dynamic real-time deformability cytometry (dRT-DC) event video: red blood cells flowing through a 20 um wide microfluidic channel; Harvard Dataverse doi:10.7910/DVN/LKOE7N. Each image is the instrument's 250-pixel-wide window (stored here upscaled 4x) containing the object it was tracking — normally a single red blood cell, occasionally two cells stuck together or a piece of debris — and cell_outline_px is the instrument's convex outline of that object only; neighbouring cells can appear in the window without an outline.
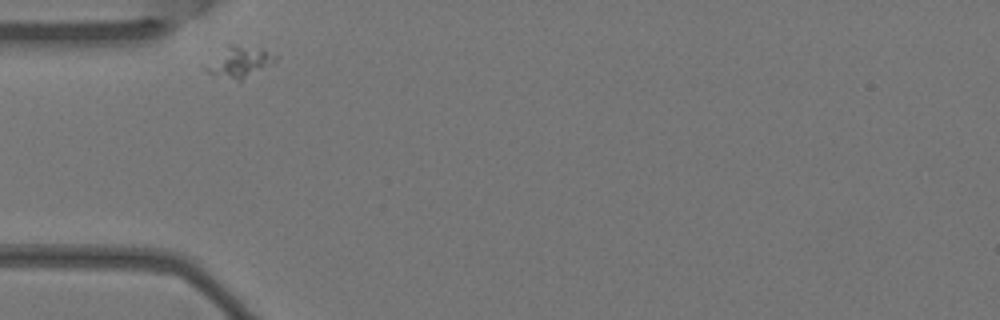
{"species": "Egyptian fruit bat (a non-hibernating species)", "species_latin": "Rousettus aegyptiacus", "temperature_condition": "warm", "stored_images_in_passage": 3, "camera_frame_rate_fps": 3000, "um_per_image_px": 0.085, "animal": {"sex": "female"}, "frame": {"image": 1, "passage_image": 1, "time_ms": 0.0, "image_size_px": [1000, 320], "cell_outline_px": [[276, 60], [240, 84], [208, 72], [200, 68], [200, 64], [228, 44], [232, 44], [260, 48], [276, 56]], "centroid_in_image_um": [20.21, 5.3], "position_along_channel_um": 64.8, "area_um2": 13.29}}
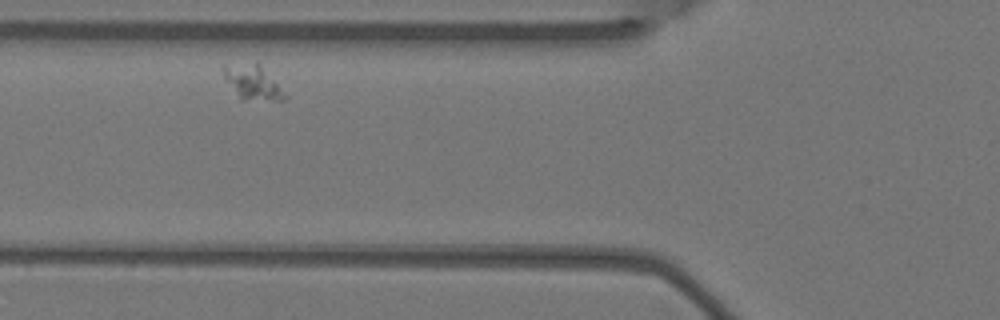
{"frame": {"image": 2, "passage_image": 2, "time_ms": 0.333, "image_size_px": [1000, 320], "cell_outline_px": [[288, 100], [240, 100], [224, 76], [220, 64], [256, 60], [288, 96]], "centroid_in_image_um": [21.43, 6.95], "position_along_channel_um": 104.4, "area_um2": 12.72}}
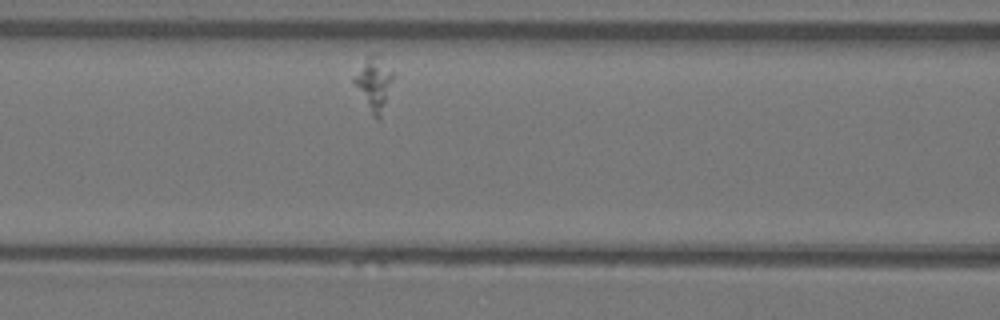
{"frame": {"image": 3, "passage_image": 3, "time_ms": 0.667, "image_size_px": [1000, 320], "cell_outline_px": [[392, 76], [380, 120], [376, 120], [372, 116], [352, 80], [368, 56], [376, 52], [380, 52], [392, 72]], "centroid_in_image_um": [31.78, 7.08], "position_along_channel_um": 134.8, "area_um2": 11.68}}